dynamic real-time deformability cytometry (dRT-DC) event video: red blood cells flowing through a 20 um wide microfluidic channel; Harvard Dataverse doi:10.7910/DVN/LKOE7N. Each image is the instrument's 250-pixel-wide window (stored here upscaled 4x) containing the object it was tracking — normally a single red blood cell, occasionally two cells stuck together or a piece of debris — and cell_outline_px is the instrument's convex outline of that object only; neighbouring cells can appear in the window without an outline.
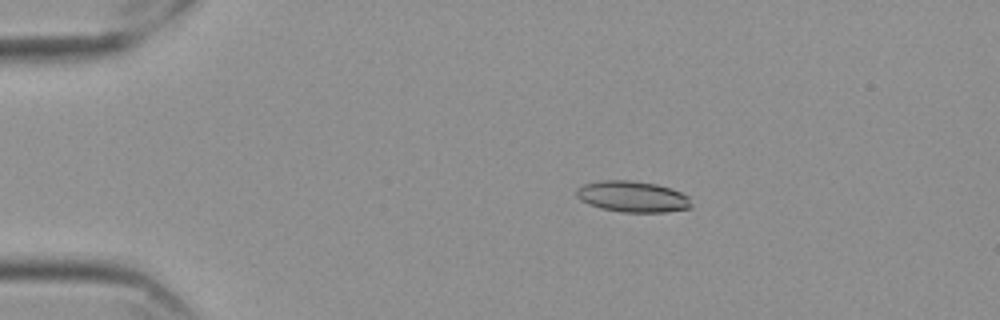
{"species": "Egyptian fruit bat (a non-hibernating species)", "species_latin": "Rousettus aegyptiacus", "temperature_condition": "cold", "stored_images_in_passage": 52, "camera_frame_rate_fps": 3000, "um_per_image_px": 0.085, "frame": {"image": 1, "passage_image": 6, "time_ms": 1.667, "image_size_px": [1000, 320], "cell_outline_px": [[692, 208], [668, 212], [620, 212], [600, 208], [588, 204], [580, 200], [576, 196], [576, 188], [584, 184], [600, 180], [628, 180], [656, 184], [672, 188], [688, 196], [692, 204]], "centroid_in_image_um": [53.76, 16.72], "position_along_channel_um": 31.2, "area_um2": 21.04}}
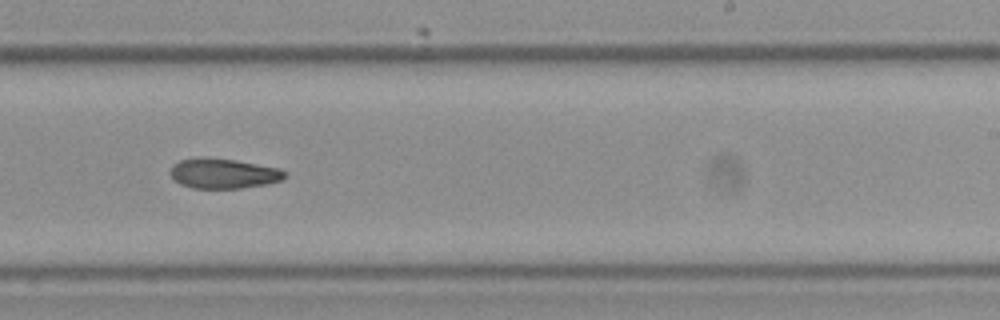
{"frame": {"image": 2, "passage_image": 31, "time_ms": 10.0, "image_size_px": [1000, 320], "cell_outline_px": [[288, 176], [280, 180], [268, 184], [240, 188], [192, 188], [180, 184], [172, 176], [172, 164], [180, 160], [200, 156], [236, 160], [280, 168], [288, 172]], "centroid_in_image_um": [19.03, 14.73], "position_along_channel_um": 270.0, "area_um2": 20.17}}
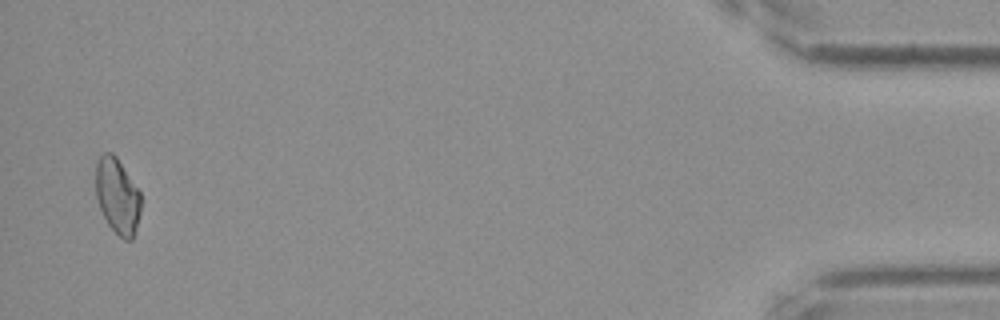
{"frame": {"image": 3, "passage_image": 51, "time_ms": 16.667, "image_size_px": [1000, 320], "cell_outline_px": [[140, 212], [136, 228], [132, 240], [124, 240], [108, 224], [100, 208], [96, 196], [96, 164], [100, 156], [104, 152], [112, 152], [116, 156], [140, 192]], "centroid_in_image_um": [9.97, 16.65], "position_along_channel_um": 425.2, "area_um2": 19.65}}